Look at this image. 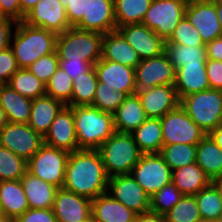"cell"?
I'll use <instances>...</instances> for the list:
<instances>
[{"label": "cell", "instance_id": "1", "mask_svg": "<svg viewBox=\"0 0 222 222\" xmlns=\"http://www.w3.org/2000/svg\"><path fill=\"white\" fill-rule=\"evenodd\" d=\"M108 180L98 150L80 149L69 154L63 189L92 200L107 192Z\"/></svg>", "mask_w": 222, "mask_h": 222}, {"label": "cell", "instance_id": "2", "mask_svg": "<svg viewBox=\"0 0 222 222\" xmlns=\"http://www.w3.org/2000/svg\"><path fill=\"white\" fill-rule=\"evenodd\" d=\"M10 48L19 68H28L42 56L55 52L57 34L44 28L17 22Z\"/></svg>", "mask_w": 222, "mask_h": 222}, {"label": "cell", "instance_id": "3", "mask_svg": "<svg viewBox=\"0 0 222 222\" xmlns=\"http://www.w3.org/2000/svg\"><path fill=\"white\" fill-rule=\"evenodd\" d=\"M79 149L97 150L116 130L113 114L92 105L72 107Z\"/></svg>", "mask_w": 222, "mask_h": 222}, {"label": "cell", "instance_id": "4", "mask_svg": "<svg viewBox=\"0 0 222 222\" xmlns=\"http://www.w3.org/2000/svg\"><path fill=\"white\" fill-rule=\"evenodd\" d=\"M107 176L130 174L142 152L131 133L115 131L98 149Z\"/></svg>", "mask_w": 222, "mask_h": 222}, {"label": "cell", "instance_id": "5", "mask_svg": "<svg viewBox=\"0 0 222 222\" xmlns=\"http://www.w3.org/2000/svg\"><path fill=\"white\" fill-rule=\"evenodd\" d=\"M102 44L103 34L71 27L57 35L55 51L59 59H81L94 66L101 59Z\"/></svg>", "mask_w": 222, "mask_h": 222}, {"label": "cell", "instance_id": "6", "mask_svg": "<svg viewBox=\"0 0 222 222\" xmlns=\"http://www.w3.org/2000/svg\"><path fill=\"white\" fill-rule=\"evenodd\" d=\"M179 105L206 134L222 123V90L209 88L186 95Z\"/></svg>", "mask_w": 222, "mask_h": 222}, {"label": "cell", "instance_id": "7", "mask_svg": "<svg viewBox=\"0 0 222 222\" xmlns=\"http://www.w3.org/2000/svg\"><path fill=\"white\" fill-rule=\"evenodd\" d=\"M69 154L44 143L27 162V171L47 183L62 188Z\"/></svg>", "mask_w": 222, "mask_h": 222}, {"label": "cell", "instance_id": "8", "mask_svg": "<svg viewBox=\"0 0 222 222\" xmlns=\"http://www.w3.org/2000/svg\"><path fill=\"white\" fill-rule=\"evenodd\" d=\"M187 3L188 0H152L142 24L166 41L185 16Z\"/></svg>", "mask_w": 222, "mask_h": 222}, {"label": "cell", "instance_id": "9", "mask_svg": "<svg viewBox=\"0 0 222 222\" xmlns=\"http://www.w3.org/2000/svg\"><path fill=\"white\" fill-rule=\"evenodd\" d=\"M161 120L163 145H197L207 134L178 105L166 113Z\"/></svg>", "mask_w": 222, "mask_h": 222}, {"label": "cell", "instance_id": "10", "mask_svg": "<svg viewBox=\"0 0 222 222\" xmlns=\"http://www.w3.org/2000/svg\"><path fill=\"white\" fill-rule=\"evenodd\" d=\"M130 174L149 196L172 181V170L159 153L142 154Z\"/></svg>", "mask_w": 222, "mask_h": 222}, {"label": "cell", "instance_id": "11", "mask_svg": "<svg viewBox=\"0 0 222 222\" xmlns=\"http://www.w3.org/2000/svg\"><path fill=\"white\" fill-rule=\"evenodd\" d=\"M44 144V137L28 123L8 122L0 130V146L24 158L27 162Z\"/></svg>", "mask_w": 222, "mask_h": 222}, {"label": "cell", "instance_id": "12", "mask_svg": "<svg viewBox=\"0 0 222 222\" xmlns=\"http://www.w3.org/2000/svg\"><path fill=\"white\" fill-rule=\"evenodd\" d=\"M136 92L160 85H174L176 69L165 53L153 58L143 59L134 68Z\"/></svg>", "mask_w": 222, "mask_h": 222}, {"label": "cell", "instance_id": "13", "mask_svg": "<svg viewBox=\"0 0 222 222\" xmlns=\"http://www.w3.org/2000/svg\"><path fill=\"white\" fill-rule=\"evenodd\" d=\"M107 193L136 214L150 210V197L131 174L117 175L108 180Z\"/></svg>", "mask_w": 222, "mask_h": 222}, {"label": "cell", "instance_id": "14", "mask_svg": "<svg viewBox=\"0 0 222 222\" xmlns=\"http://www.w3.org/2000/svg\"><path fill=\"white\" fill-rule=\"evenodd\" d=\"M185 17L197 28L204 44L222 36L213 0H188Z\"/></svg>", "mask_w": 222, "mask_h": 222}, {"label": "cell", "instance_id": "15", "mask_svg": "<svg viewBox=\"0 0 222 222\" xmlns=\"http://www.w3.org/2000/svg\"><path fill=\"white\" fill-rule=\"evenodd\" d=\"M24 23L61 34L71 26L59 0H40L26 15Z\"/></svg>", "mask_w": 222, "mask_h": 222}, {"label": "cell", "instance_id": "16", "mask_svg": "<svg viewBox=\"0 0 222 222\" xmlns=\"http://www.w3.org/2000/svg\"><path fill=\"white\" fill-rule=\"evenodd\" d=\"M117 30L137 52L140 60L164 53L165 40L142 23L119 26Z\"/></svg>", "mask_w": 222, "mask_h": 222}, {"label": "cell", "instance_id": "17", "mask_svg": "<svg viewBox=\"0 0 222 222\" xmlns=\"http://www.w3.org/2000/svg\"><path fill=\"white\" fill-rule=\"evenodd\" d=\"M44 143L69 153L80 150L72 107L65 105L60 110L44 136Z\"/></svg>", "mask_w": 222, "mask_h": 222}, {"label": "cell", "instance_id": "18", "mask_svg": "<svg viewBox=\"0 0 222 222\" xmlns=\"http://www.w3.org/2000/svg\"><path fill=\"white\" fill-rule=\"evenodd\" d=\"M52 209L57 222H83L91 218L92 200L59 188Z\"/></svg>", "mask_w": 222, "mask_h": 222}, {"label": "cell", "instance_id": "19", "mask_svg": "<svg viewBox=\"0 0 222 222\" xmlns=\"http://www.w3.org/2000/svg\"><path fill=\"white\" fill-rule=\"evenodd\" d=\"M94 69L97 80L112 87L114 91H121L126 95L136 93L135 69L120 63L100 59Z\"/></svg>", "mask_w": 222, "mask_h": 222}, {"label": "cell", "instance_id": "20", "mask_svg": "<svg viewBox=\"0 0 222 222\" xmlns=\"http://www.w3.org/2000/svg\"><path fill=\"white\" fill-rule=\"evenodd\" d=\"M136 93L147 118H162L180 103L174 85L154 86Z\"/></svg>", "mask_w": 222, "mask_h": 222}, {"label": "cell", "instance_id": "21", "mask_svg": "<svg viewBox=\"0 0 222 222\" xmlns=\"http://www.w3.org/2000/svg\"><path fill=\"white\" fill-rule=\"evenodd\" d=\"M75 28L103 35L117 30L114 0H88L87 14Z\"/></svg>", "mask_w": 222, "mask_h": 222}, {"label": "cell", "instance_id": "22", "mask_svg": "<svg viewBox=\"0 0 222 222\" xmlns=\"http://www.w3.org/2000/svg\"><path fill=\"white\" fill-rule=\"evenodd\" d=\"M101 59L135 68L140 62L137 52L123 38L118 30L103 35Z\"/></svg>", "mask_w": 222, "mask_h": 222}, {"label": "cell", "instance_id": "23", "mask_svg": "<svg viewBox=\"0 0 222 222\" xmlns=\"http://www.w3.org/2000/svg\"><path fill=\"white\" fill-rule=\"evenodd\" d=\"M175 89L179 100L210 88L206 63H187L176 70Z\"/></svg>", "mask_w": 222, "mask_h": 222}, {"label": "cell", "instance_id": "24", "mask_svg": "<svg viewBox=\"0 0 222 222\" xmlns=\"http://www.w3.org/2000/svg\"><path fill=\"white\" fill-rule=\"evenodd\" d=\"M137 214L107 192L92 199L91 217L96 222H135Z\"/></svg>", "mask_w": 222, "mask_h": 222}, {"label": "cell", "instance_id": "25", "mask_svg": "<svg viewBox=\"0 0 222 222\" xmlns=\"http://www.w3.org/2000/svg\"><path fill=\"white\" fill-rule=\"evenodd\" d=\"M146 119V114L137 93L127 95L113 113L115 130L121 133H132Z\"/></svg>", "mask_w": 222, "mask_h": 222}, {"label": "cell", "instance_id": "26", "mask_svg": "<svg viewBox=\"0 0 222 222\" xmlns=\"http://www.w3.org/2000/svg\"><path fill=\"white\" fill-rule=\"evenodd\" d=\"M0 204L2 214L13 222L29 209L21 179L0 181Z\"/></svg>", "mask_w": 222, "mask_h": 222}, {"label": "cell", "instance_id": "27", "mask_svg": "<svg viewBox=\"0 0 222 222\" xmlns=\"http://www.w3.org/2000/svg\"><path fill=\"white\" fill-rule=\"evenodd\" d=\"M24 192L32 209H52L58 187L33 176L28 171L21 178Z\"/></svg>", "mask_w": 222, "mask_h": 222}, {"label": "cell", "instance_id": "28", "mask_svg": "<svg viewBox=\"0 0 222 222\" xmlns=\"http://www.w3.org/2000/svg\"><path fill=\"white\" fill-rule=\"evenodd\" d=\"M64 106L61 101L48 95L33 99L28 125L44 137L53 120Z\"/></svg>", "mask_w": 222, "mask_h": 222}, {"label": "cell", "instance_id": "29", "mask_svg": "<svg viewBox=\"0 0 222 222\" xmlns=\"http://www.w3.org/2000/svg\"><path fill=\"white\" fill-rule=\"evenodd\" d=\"M0 106L5 110L9 122L28 123L32 100L22 96L8 84L0 85Z\"/></svg>", "mask_w": 222, "mask_h": 222}, {"label": "cell", "instance_id": "30", "mask_svg": "<svg viewBox=\"0 0 222 222\" xmlns=\"http://www.w3.org/2000/svg\"><path fill=\"white\" fill-rule=\"evenodd\" d=\"M172 182L186 196H195L211 183L210 178L196 164L172 170Z\"/></svg>", "mask_w": 222, "mask_h": 222}, {"label": "cell", "instance_id": "31", "mask_svg": "<svg viewBox=\"0 0 222 222\" xmlns=\"http://www.w3.org/2000/svg\"><path fill=\"white\" fill-rule=\"evenodd\" d=\"M131 135L143 154L160 153L163 146L160 118H147Z\"/></svg>", "mask_w": 222, "mask_h": 222}, {"label": "cell", "instance_id": "32", "mask_svg": "<svg viewBox=\"0 0 222 222\" xmlns=\"http://www.w3.org/2000/svg\"><path fill=\"white\" fill-rule=\"evenodd\" d=\"M196 164L210 180L222 175V149L208 134L197 144Z\"/></svg>", "mask_w": 222, "mask_h": 222}, {"label": "cell", "instance_id": "33", "mask_svg": "<svg viewBox=\"0 0 222 222\" xmlns=\"http://www.w3.org/2000/svg\"><path fill=\"white\" fill-rule=\"evenodd\" d=\"M164 53L176 70L187 63H206L205 45L185 46L172 44L166 40Z\"/></svg>", "mask_w": 222, "mask_h": 222}, {"label": "cell", "instance_id": "34", "mask_svg": "<svg viewBox=\"0 0 222 222\" xmlns=\"http://www.w3.org/2000/svg\"><path fill=\"white\" fill-rule=\"evenodd\" d=\"M152 0H114L117 27L142 23Z\"/></svg>", "mask_w": 222, "mask_h": 222}, {"label": "cell", "instance_id": "35", "mask_svg": "<svg viewBox=\"0 0 222 222\" xmlns=\"http://www.w3.org/2000/svg\"><path fill=\"white\" fill-rule=\"evenodd\" d=\"M7 84L13 90L31 100L46 95V85L27 68H19Z\"/></svg>", "mask_w": 222, "mask_h": 222}, {"label": "cell", "instance_id": "36", "mask_svg": "<svg viewBox=\"0 0 222 222\" xmlns=\"http://www.w3.org/2000/svg\"><path fill=\"white\" fill-rule=\"evenodd\" d=\"M72 81V96L66 106L92 105L98 83L94 66L80 77H75Z\"/></svg>", "mask_w": 222, "mask_h": 222}, {"label": "cell", "instance_id": "37", "mask_svg": "<svg viewBox=\"0 0 222 222\" xmlns=\"http://www.w3.org/2000/svg\"><path fill=\"white\" fill-rule=\"evenodd\" d=\"M197 145L170 144L163 145L160 155L171 170L196 163Z\"/></svg>", "mask_w": 222, "mask_h": 222}, {"label": "cell", "instance_id": "38", "mask_svg": "<svg viewBox=\"0 0 222 222\" xmlns=\"http://www.w3.org/2000/svg\"><path fill=\"white\" fill-rule=\"evenodd\" d=\"M27 172V161L0 146V181L20 180Z\"/></svg>", "mask_w": 222, "mask_h": 222}, {"label": "cell", "instance_id": "39", "mask_svg": "<svg viewBox=\"0 0 222 222\" xmlns=\"http://www.w3.org/2000/svg\"><path fill=\"white\" fill-rule=\"evenodd\" d=\"M195 199L201 218L220 219L222 216V202L218 191L212 183L200 190L195 195Z\"/></svg>", "mask_w": 222, "mask_h": 222}, {"label": "cell", "instance_id": "40", "mask_svg": "<svg viewBox=\"0 0 222 222\" xmlns=\"http://www.w3.org/2000/svg\"><path fill=\"white\" fill-rule=\"evenodd\" d=\"M73 81L59 66L46 84V95L67 105L72 96Z\"/></svg>", "mask_w": 222, "mask_h": 222}, {"label": "cell", "instance_id": "41", "mask_svg": "<svg viewBox=\"0 0 222 222\" xmlns=\"http://www.w3.org/2000/svg\"><path fill=\"white\" fill-rule=\"evenodd\" d=\"M182 197L183 194L171 181L150 197V210L165 215Z\"/></svg>", "mask_w": 222, "mask_h": 222}, {"label": "cell", "instance_id": "42", "mask_svg": "<svg viewBox=\"0 0 222 222\" xmlns=\"http://www.w3.org/2000/svg\"><path fill=\"white\" fill-rule=\"evenodd\" d=\"M164 216L166 222H198L201 219L195 196L186 195Z\"/></svg>", "mask_w": 222, "mask_h": 222}, {"label": "cell", "instance_id": "43", "mask_svg": "<svg viewBox=\"0 0 222 222\" xmlns=\"http://www.w3.org/2000/svg\"><path fill=\"white\" fill-rule=\"evenodd\" d=\"M126 94L121 91H114L104 83L98 81L95 97L92 106L99 110L113 114L126 98Z\"/></svg>", "mask_w": 222, "mask_h": 222}, {"label": "cell", "instance_id": "44", "mask_svg": "<svg viewBox=\"0 0 222 222\" xmlns=\"http://www.w3.org/2000/svg\"><path fill=\"white\" fill-rule=\"evenodd\" d=\"M172 44H181L185 46L205 45L195 26L184 16L174 29L173 34L167 40Z\"/></svg>", "mask_w": 222, "mask_h": 222}, {"label": "cell", "instance_id": "45", "mask_svg": "<svg viewBox=\"0 0 222 222\" xmlns=\"http://www.w3.org/2000/svg\"><path fill=\"white\" fill-rule=\"evenodd\" d=\"M58 68L59 58L55 51L49 55L40 57L27 69L46 85Z\"/></svg>", "mask_w": 222, "mask_h": 222}, {"label": "cell", "instance_id": "46", "mask_svg": "<svg viewBox=\"0 0 222 222\" xmlns=\"http://www.w3.org/2000/svg\"><path fill=\"white\" fill-rule=\"evenodd\" d=\"M66 10L67 20L71 27H75L87 14L88 0H59Z\"/></svg>", "mask_w": 222, "mask_h": 222}, {"label": "cell", "instance_id": "47", "mask_svg": "<svg viewBox=\"0 0 222 222\" xmlns=\"http://www.w3.org/2000/svg\"><path fill=\"white\" fill-rule=\"evenodd\" d=\"M19 69L12 49L0 52V83L7 84L12 75Z\"/></svg>", "mask_w": 222, "mask_h": 222}, {"label": "cell", "instance_id": "48", "mask_svg": "<svg viewBox=\"0 0 222 222\" xmlns=\"http://www.w3.org/2000/svg\"><path fill=\"white\" fill-rule=\"evenodd\" d=\"M59 66L70 76L72 80L88 72L93 65L86 60L59 59Z\"/></svg>", "mask_w": 222, "mask_h": 222}, {"label": "cell", "instance_id": "49", "mask_svg": "<svg viewBox=\"0 0 222 222\" xmlns=\"http://www.w3.org/2000/svg\"><path fill=\"white\" fill-rule=\"evenodd\" d=\"M14 222H57L53 209H32L29 208L20 215Z\"/></svg>", "mask_w": 222, "mask_h": 222}, {"label": "cell", "instance_id": "50", "mask_svg": "<svg viewBox=\"0 0 222 222\" xmlns=\"http://www.w3.org/2000/svg\"><path fill=\"white\" fill-rule=\"evenodd\" d=\"M206 73L210 88L222 90V61L206 58Z\"/></svg>", "mask_w": 222, "mask_h": 222}, {"label": "cell", "instance_id": "51", "mask_svg": "<svg viewBox=\"0 0 222 222\" xmlns=\"http://www.w3.org/2000/svg\"><path fill=\"white\" fill-rule=\"evenodd\" d=\"M0 18L12 19L16 22L24 20L19 0H0Z\"/></svg>", "mask_w": 222, "mask_h": 222}, {"label": "cell", "instance_id": "52", "mask_svg": "<svg viewBox=\"0 0 222 222\" xmlns=\"http://www.w3.org/2000/svg\"><path fill=\"white\" fill-rule=\"evenodd\" d=\"M16 25L17 22L15 20L0 18V52L10 47L11 38L13 35L12 26Z\"/></svg>", "mask_w": 222, "mask_h": 222}, {"label": "cell", "instance_id": "53", "mask_svg": "<svg viewBox=\"0 0 222 222\" xmlns=\"http://www.w3.org/2000/svg\"><path fill=\"white\" fill-rule=\"evenodd\" d=\"M206 58L222 61V36L205 44Z\"/></svg>", "mask_w": 222, "mask_h": 222}, {"label": "cell", "instance_id": "54", "mask_svg": "<svg viewBox=\"0 0 222 222\" xmlns=\"http://www.w3.org/2000/svg\"><path fill=\"white\" fill-rule=\"evenodd\" d=\"M135 222H166L165 216L151 210L137 214Z\"/></svg>", "mask_w": 222, "mask_h": 222}, {"label": "cell", "instance_id": "55", "mask_svg": "<svg viewBox=\"0 0 222 222\" xmlns=\"http://www.w3.org/2000/svg\"><path fill=\"white\" fill-rule=\"evenodd\" d=\"M213 141L222 149V123L208 134Z\"/></svg>", "mask_w": 222, "mask_h": 222}, {"label": "cell", "instance_id": "56", "mask_svg": "<svg viewBox=\"0 0 222 222\" xmlns=\"http://www.w3.org/2000/svg\"><path fill=\"white\" fill-rule=\"evenodd\" d=\"M22 14L25 16L40 0H19Z\"/></svg>", "mask_w": 222, "mask_h": 222}, {"label": "cell", "instance_id": "57", "mask_svg": "<svg viewBox=\"0 0 222 222\" xmlns=\"http://www.w3.org/2000/svg\"><path fill=\"white\" fill-rule=\"evenodd\" d=\"M211 183L213 184V186L218 191L220 199H221V202H222V175L212 179Z\"/></svg>", "mask_w": 222, "mask_h": 222}, {"label": "cell", "instance_id": "58", "mask_svg": "<svg viewBox=\"0 0 222 222\" xmlns=\"http://www.w3.org/2000/svg\"><path fill=\"white\" fill-rule=\"evenodd\" d=\"M5 110L0 106V130L8 123Z\"/></svg>", "mask_w": 222, "mask_h": 222}, {"label": "cell", "instance_id": "59", "mask_svg": "<svg viewBox=\"0 0 222 222\" xmlns=\"http://www.w3.org/2000/svg\"><path fill=\"white\" fill-rule=\"evenodd\" d=\"M213 2L215 3L218 21L220 22V25L222 27V3H219L217 0H213Z\"/></svg>", "mask_w": 222, "mask_h": 222}, {"label": "cell", "instance_id": "60", "mask_svg": "<svg viewBox=\"0 0 222 222\" xmlns=\"http://www.w3.org/2000/svg\"><path fill=\"white\" fill-rule=\"evenodd\" d=\"M0 222H13L10 218L0 214Z\"/></svg>", "mask_w": 222, "mask_h": 222}, {"label": "cell", "instance_id": "61", "mask_svg": "<svg viewBox=\"0 0 222 222\" xmlns=\"http://www.w3.org/2000/svg\"><path fill=\"white\" fill-rule=\"evenodd\" d=\"M198 222H220V219H203V218H201Z\"/></svg>", "mask_w": 222, "mask_h": 222}, {"label": "cell", "instance_id": "62", "mask_svg": "<svg viewBox=\"0 0 222 222\" xmlns=\"http://www.w3.org/2000/svg\"><path fill=\"white\" fill-rule=\"evenodd\" d=\"M83 222H96V221L91 217V218H89V219H87V220H85Z\"/></svg>", "mask_w": 222, "mask_h": 222}, {"label": "cell", "instance_id": "63", "mask_svg": "<svg viewBox=\"0 0 222 222\" xmlns=\"http://www.w3.org/2000/svg\"><path fill=\"white\" fill-rule=\"evenodd\" d=\"M0 214H2V208H1V204H0Z\"/></svg>", "mask_w": 222, "mask_h": 222}]
</instances>
